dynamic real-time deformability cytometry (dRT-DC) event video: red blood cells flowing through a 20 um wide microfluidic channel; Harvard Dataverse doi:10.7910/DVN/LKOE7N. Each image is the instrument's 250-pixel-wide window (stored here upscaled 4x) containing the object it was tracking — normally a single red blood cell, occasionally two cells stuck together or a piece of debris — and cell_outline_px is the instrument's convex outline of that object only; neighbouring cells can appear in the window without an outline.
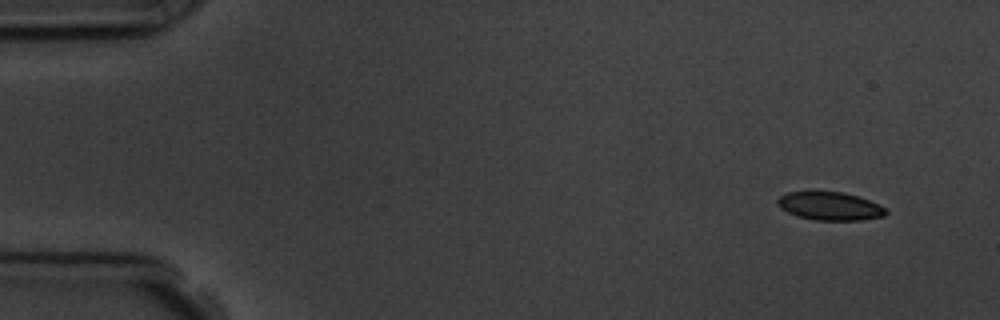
{"species": "common noctule bat (a hibernating species)", "species_latin": "Nyctalus noctula", "temperature_condition": "room temperature", "stored_images_in_passage": 8, "camera_frame_rate_fps": 3000, "um_per_image_px": 0.085, "animal": {"sex": "male", "body_mass_g": 19.5, "forearm_length_mm": 54.6}, "frame": {"image": 1, "passage_image": 1, "time_ms": 0.0, "image_size_px": [1000, 320], "cell_outline_px": [[888, 212], [884, 216], [860, 220], [816, 220], [796, 216], [780, 208], [776, 204], [776, 200], [780, 196], [788, 192], [844, 192], [880, 204]], "centroid_in_image_um": [70.52, 17.52], "position_along_channel_um": 14.5, "area_um2": 17.74}}
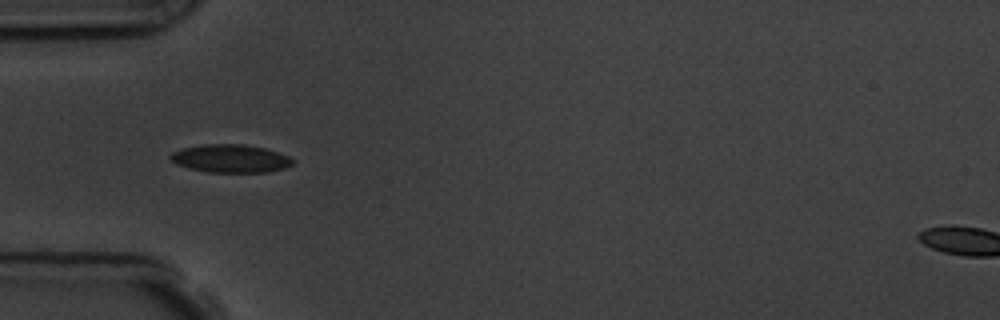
{"frame": {"image": 2, "passage_image": 4, "time_ms": 4.333, "image_size_px": [1000, 320], "cell_outline_px": [[292, 164], [284, 168], [268, 172], [208, 172], [188, 168], [176, 164], [168, 156], [172, 152], [184, 148], [204, 144], [244, 144], [264, 148], [288, 156], [292, 160]], "centroid_in_image_um": [19.56, 13.47], "position_along_channel_um": 65.4, "area_um2": 19.83}}